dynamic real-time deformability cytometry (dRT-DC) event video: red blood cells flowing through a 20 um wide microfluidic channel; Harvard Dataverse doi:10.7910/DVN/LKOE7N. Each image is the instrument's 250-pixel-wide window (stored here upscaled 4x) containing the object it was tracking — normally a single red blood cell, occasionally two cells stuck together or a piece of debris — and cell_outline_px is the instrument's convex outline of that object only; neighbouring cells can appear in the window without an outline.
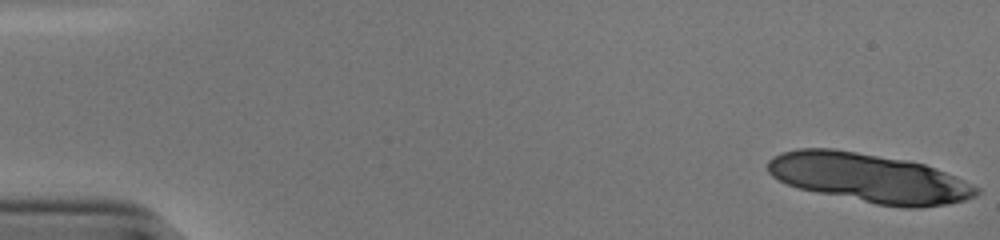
{"species": "human", "species_latin": "Homo sapiens", "temperature_condition": "cold", "stored_images_in_passage": 16, "camera_frame_rate_fps": 3000, "um_per_image_px": 0.085, "donor": {"sex": "male"}, "frame": {"image": 1, "passage_image": 1, "time_ms": 0.0, "image_size_px": [1000, 240], "cell_outline_px": [[980, 192], [976, 196], [964, 200], [944, 204], [920, 208], [904, 208], [876, 204], [800, 188], [788, 184], [772, 176], [768, 172], [768, 160], [772, 156], [780, 152], [796, 148], [832, 148], [904, 160], [924, 164], [936, 168], [956, 176], [980, 188]], "centroid_in_image_um": [73.89, 15.12], "position_along_channel_um": 11.1, "area_um2": 59.36}}